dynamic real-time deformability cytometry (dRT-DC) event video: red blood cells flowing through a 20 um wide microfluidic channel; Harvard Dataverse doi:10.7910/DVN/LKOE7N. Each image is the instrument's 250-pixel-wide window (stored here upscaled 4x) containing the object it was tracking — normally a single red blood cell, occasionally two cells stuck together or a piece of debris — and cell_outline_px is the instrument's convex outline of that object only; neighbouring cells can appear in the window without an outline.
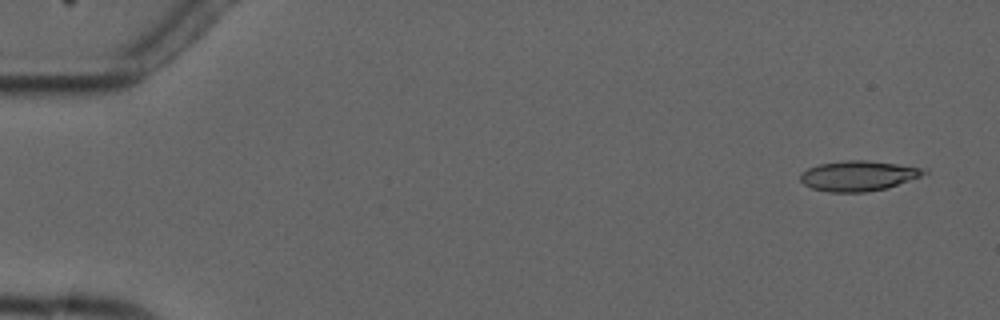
{"species": "common noctule bat (a hibernating species)", "species_latin": "Nyctalus noctula", "temperature_condition": "cold", "stored_images_in_passage": 5, "camera_frame_rate_fps": 3000, "um_per_image_px": 0.085, "animal": {"sex": "male", "forearm_length_mm": 52.5}, "frame": {"image": 1, "passage_image": 1, "time_ms": 0.0, "image_size_px": [1000, 320], "cell_outline_px": [[928, 172], [920, 176], [888, 188], [868, 192], [828, 192], [812, 188], [804, 184], [800, 180], [800, 172], [808, 168], [820, 164], [844, 160], [864, 160], [928, 168]], "centroid_in_image_um": [72.95, 14.95], "position_along_channel_um": 12.0, "area_um2": 21.79}}